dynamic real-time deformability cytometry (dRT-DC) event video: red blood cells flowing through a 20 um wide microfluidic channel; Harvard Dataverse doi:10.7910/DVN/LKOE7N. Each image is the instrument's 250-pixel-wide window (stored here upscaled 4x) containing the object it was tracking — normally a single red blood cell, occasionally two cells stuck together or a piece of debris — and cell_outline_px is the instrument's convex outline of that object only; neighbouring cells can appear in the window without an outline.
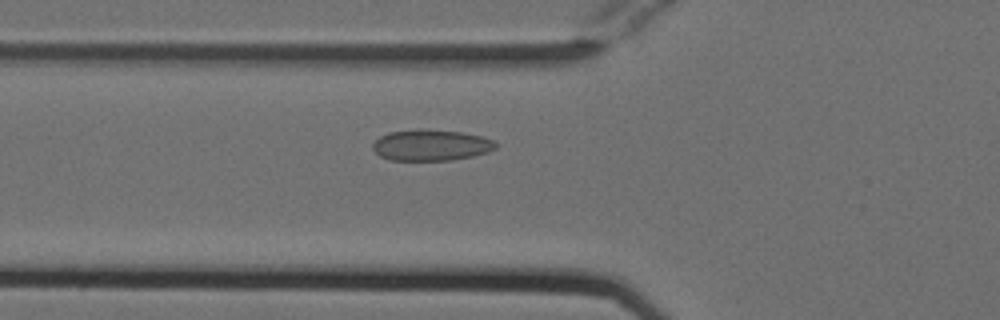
{"species": "Egyptian fruit bat (a non-hibernating species)", "species_latin": "Rousettus aegyptiacus", "temperature_condition": "cold", "stored_images_in_passage": 50, "camera_frame_rate_fps": 3000, "um_per_image_px": 0.085, "animal": {"sex": "female"}, "frame": {"image": 1, "passage_image": 20, "time_ms": 6.333, "image_size_px": [1000, 320], "cell_outline_px": [[496, 148], [488, 152], [472, 156], [452, 160], [388, 160], [380, 156], [372, 148], [372, 144], [380, 136], [388, 132], [420, 128], [460, 132], [480, 136], [492, 140], [496, 144]], "centroid_in_image_um": [36.6, 12.33], "position_along_channel_um": 89.2, "area_um2": 22.31}}
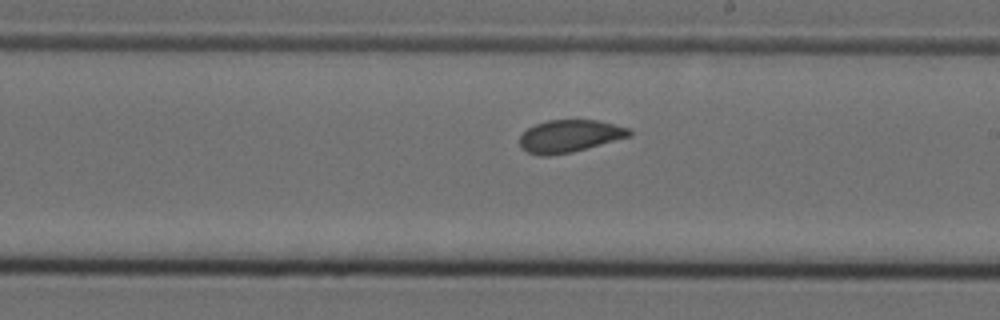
{"frame": {"image": 2, "passage_image": 32, "time_ms": 10.333, "image_size_px": [1000, 320], "cell_outline_px": [[632, 136], [572, 152], [548, 156], [540, 156], [528, 152], [520, 148], [520, 136], [528, 128], [536, 124], [548, 120], [596, 120], [628, 128], [632, 132]], "centroid_in_image_um": [48.4, 11.58], "position_along_channel_um": 240.6, "area_um2": 20.63}}
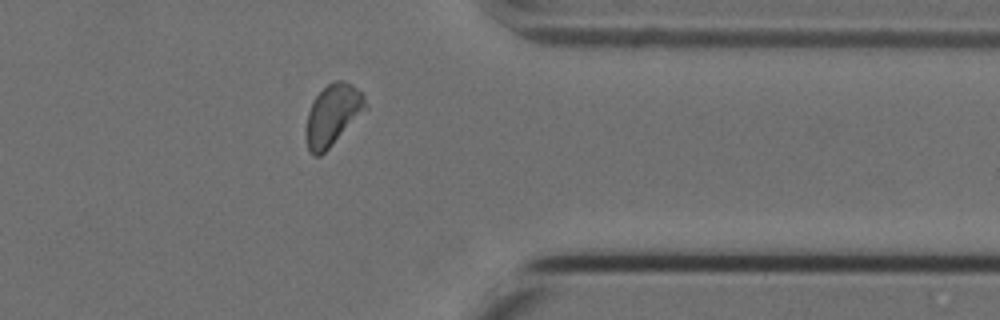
{"frame": {"image": 3, "passage_image": 44, "time_ms": 14.333, "image_size_px": [1000, 320], "cell_outline_px": [[368, 108], [320, 156], [312, 156], [308, 152], [304, 136], [304, 132], [308, 112], [312, 100], [328, 84], [336, 80], [344, 80], [352, 84], [364, 92], [368, 104]], "centroid_in_image_um": [28.27, 9.77], "position_along_channel_um": 383.1, "area_um2": 21.62}, "authors_computed_cell_mechanics": {"area_um2": 21.6172, "velocity_mm_per_s": 3.7782, "shape_relaxation_time_tau1_ms": null, "shape_relaxation_time_tau2_ms": 0.7378, "deformation_change_tau1": null, "deformation_change_tau2": 0.0581}}